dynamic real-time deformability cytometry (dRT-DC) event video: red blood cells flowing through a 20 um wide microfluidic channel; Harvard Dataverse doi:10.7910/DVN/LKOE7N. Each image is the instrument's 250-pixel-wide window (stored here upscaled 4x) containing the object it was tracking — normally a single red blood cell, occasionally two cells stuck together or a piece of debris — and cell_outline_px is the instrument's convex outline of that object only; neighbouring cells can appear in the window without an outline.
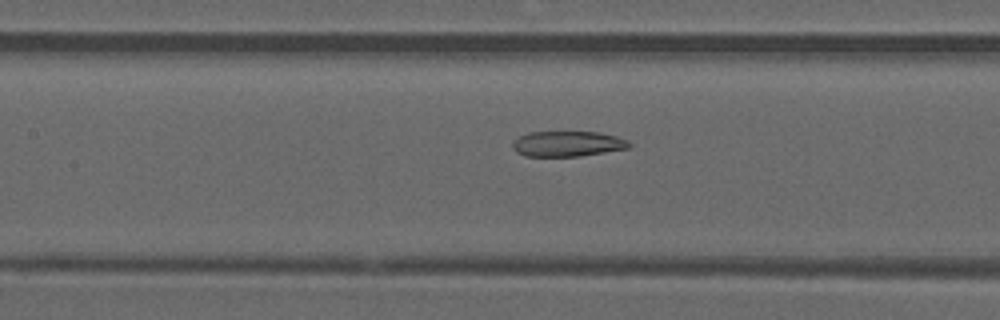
{"species": "common noctule bat (a hibernating species)", "species_latin": "Nyctalus noctula", "temperature_condition": "warm", "stored_images_in_passage": 33, "camera_frame_rate_fps": 3000, "um_per_image_px": 0.085, "animal": {"sex": "male", "forearm_length_mm": 52.5}, "frame": {"image": 1, "passage_image": 14, "time_ms": 4.333, "image_size_px": [1000, 320], "cell_outline_px": [[632, 144], [628, 148], [580, 156], [524, 156], [516, 152], [512, 148], [512, 144], [520, 136], [528, 132], [600, 132], [616, 136], [628, 140]], "centroid_in_image_um": [48.24, 12.22], "position_along_channel_um": 159.2, "area_um2": 17.22}}
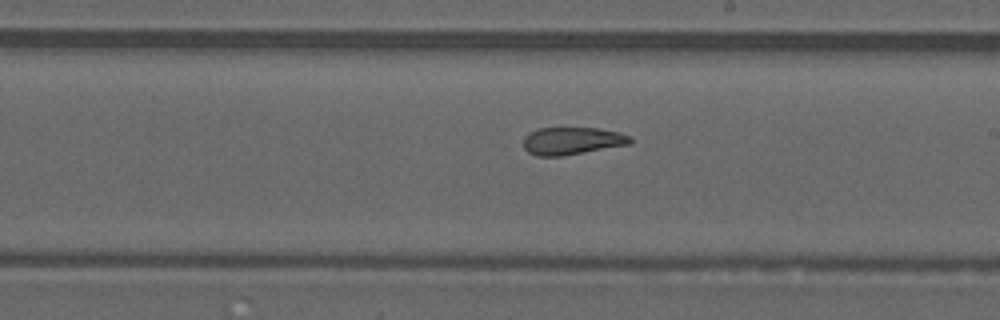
{"frame": {"image": 2, "passage_image": 20, "time_ms": 6.333, "image_size_px": [1000, 320], "cell_outline_px": [[636, 140], [632, 144], [560, 156], [536, 156], [528, 152], [524, 148], [524, 136], [528, 132], [540, 128], [596, 128], [620, 132], [632, 136]], "centroid_in_image_um": [48.68, 11.97], "position_along_channel_um": 240.3, "area_um2": 17.34}}
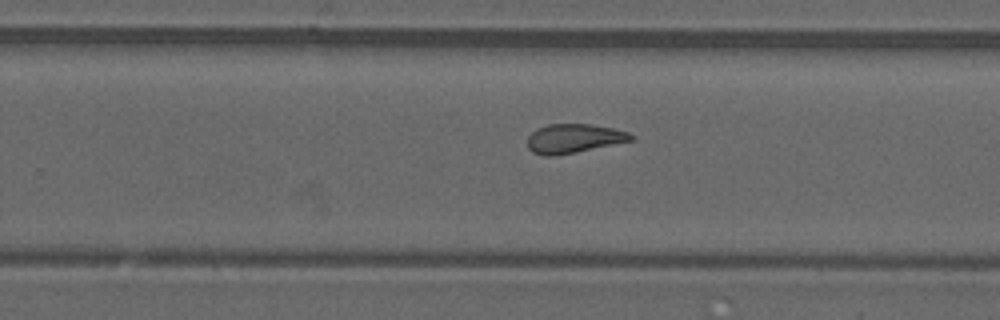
{"frame": {"image": 3, "passage_image": 23, "time_ms": 7.333, "image_size_px": [1000, 320], "cell_outline_px": [[636, 136], [632, 140], [576, 152], [556, 156], [544, 156], [532, 152], [528, 148], [528, 136], [536, 128], [548, 124], [592, 124], [612, 128], [628, 132]], "centroid_in_image_um": [48.74, 11.77], "position_along_channel_um": 281.1, "area_um2": 17.57}, "authors_computed_cell_mechanics": {"area_um2": 18.0336, "velocity_mm_per_s": 4.0788, "shape_relaxation_time_tau1_ms": null, "shape_relaxation_time_tau2_ms": 3.3372, "deformation_change_tau1": null, "deformation_change_tau2": 0.1097}}